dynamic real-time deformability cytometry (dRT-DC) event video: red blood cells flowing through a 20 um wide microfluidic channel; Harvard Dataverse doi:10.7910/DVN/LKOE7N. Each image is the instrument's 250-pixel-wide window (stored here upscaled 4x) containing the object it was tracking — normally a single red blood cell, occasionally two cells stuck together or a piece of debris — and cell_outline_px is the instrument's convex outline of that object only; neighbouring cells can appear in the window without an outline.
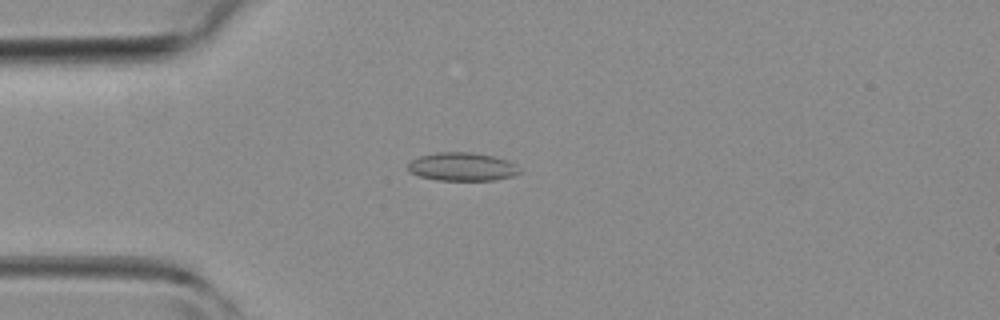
{"species": "common noctule bat (a hibernating species)", "species_latin": "Nyctalus noctula", "temperature_condition": "room temperature", "stored_images_in_passage": 40, "camera_frame_rate_fps": 3000, "um_per_image_px": 0.085, "animal": {"sex": "female", "body_mass_g": 19.3, "forearm_length_mm": 54.1}, "frame": {"image": 1, "passage_image": 11, "time_ms": 3.333, "image_size_px": [1000, 320], "cell_outline_px": [[524, 172], [512, 176], [492, 180], [436, 180], [420, 176], [408, 172], [408, 164], [412, 160], [420, 156], [436, 152], [472, 152], [492, 156], [508, 160]], "centroid_in_image_um": [39.28, 14.17], "position_along_channel_um": 45.7, "area_um2": 18.44}}
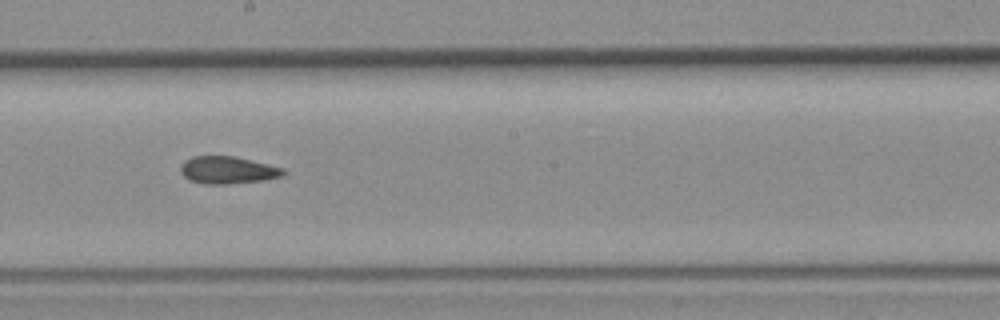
{"frame": {"image": 2, "passage_image": 24, "time_ms": 7.667, "image_size_px": [1000, 320], "cell_outline_px": [[288, 172], [280, 176], [264, 180], [228, 184], [204, 184], [188, 180], [180, 172], [180, 168], [184, 160], [192, 156], [232, 156], [268, 164], [284, 168]], "centroid_in_image_um": [19.33, 14.46], "position_along_channel_um": 228.9, "area_um2": 16.42}}
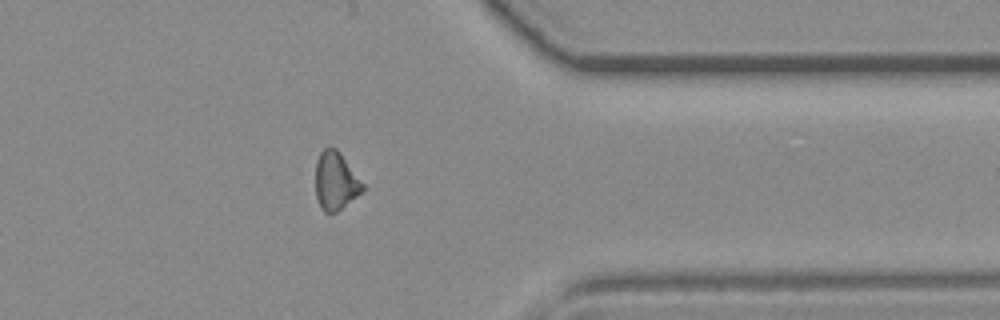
{"frame": {"image": 3, "passage_image": 35, "time_ms": 11.333, "image_size_px": [1000, 320], "cell_outline_px": [[364, 192], [336, 212], [324, 212], [316, 196], [316, 160], [320, 152], [324, 148], [336, 148], [340, 152], [364, 184]], "centroid_in_image_um": [28.55, 15.38], "position_along_channel_um": 382.9, "area_um2": 15.9}}